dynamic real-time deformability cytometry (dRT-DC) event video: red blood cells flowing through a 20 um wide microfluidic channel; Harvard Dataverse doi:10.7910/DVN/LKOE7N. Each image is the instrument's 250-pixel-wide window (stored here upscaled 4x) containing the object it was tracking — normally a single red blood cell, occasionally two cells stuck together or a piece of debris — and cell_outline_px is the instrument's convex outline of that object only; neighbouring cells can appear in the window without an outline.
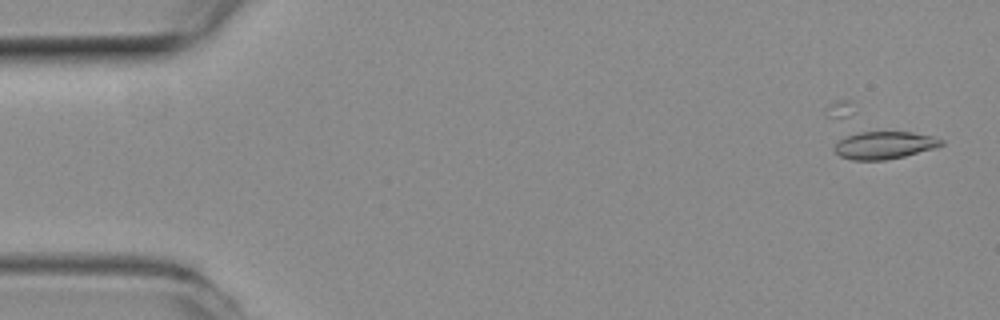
{"species": "common noctule bat (a hibernating species)", "species_latin": "Nyctalus noctula", "temperature_condition": "room temperature", "stored_images_in_passage": 15, "camera_frame_rate_fps": 3000, "um_per_image_px": 0.085, "animal": {"sex": "female", "body_mass_g": 19.3, "forearm_length_mm": 54.1}, "frame": {"image": 1, "passage_image": 1, "time_ms": 0.0, "image_size_px": [1000, 320], "cell_outline_px": [[944, 144], [936, 148], [904, 156], [884, 160], [852, 160], [840, 156], [832, 148], [844, 136], [860, 132], [912, 132], [932, 136], [944, 140]], "centroid_in_image_um": [75.18, 12.34], "position_along_channel_um": 9.8, "area_um2": 17.17}}
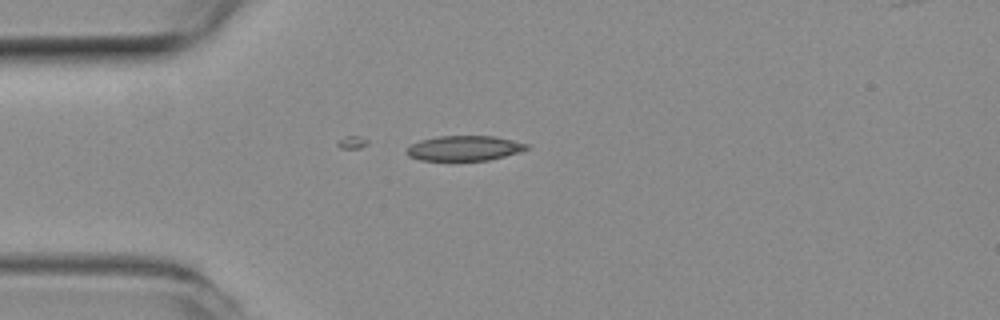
{"frame": {"image": 2, "passage_image": 13, "time_ms": 4.0, "image_size_px": [1000, 320], "cell_outline_px": [[532, 148], [504, 156], [488, 160], [420, 160], [408, 156], [404, 152], [412, 144], [420, 140], [440, 136], [492, 136], [512, 140], [528, 144]], "centroid_in_image_um": [39.46, 12.6], "position_along_channel_um": 45.5, "area_um2": 17.4}}